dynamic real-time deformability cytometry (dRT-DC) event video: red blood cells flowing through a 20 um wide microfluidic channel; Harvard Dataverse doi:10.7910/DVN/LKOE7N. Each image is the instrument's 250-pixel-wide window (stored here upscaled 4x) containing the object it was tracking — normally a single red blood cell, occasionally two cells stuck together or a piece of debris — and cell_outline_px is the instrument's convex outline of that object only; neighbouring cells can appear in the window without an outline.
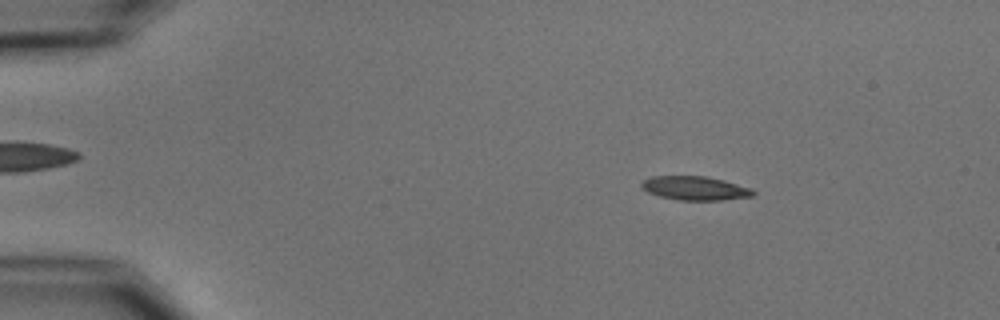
{"species": "common noctule bat (a hibernating species)", "species_latin": "Nyctalus noctula", "temperature_condition": "cold", "stored_images_in_passage": 53, "camera_frame_rate_fps": 3000, "um_per_image_px": 0.085, "animal": {"sex": "male", "body_mass_g": 15.6}, "frame": {"image": 1, "passage_image": 8, "time_ms": 2.333, "image_size_px": [1000, 320], "cell_outline_px": [[756, 196], [720, 200], [680, 200], [660, 196], [648, 192], [640, 184], [644, 180], [652, 176], [708, 176], [724, 180], [752, 188], [756, 192]], "centroid_in_image_um": [59.14, 15.99], "position_along_channel_um": 25.9, "area_um2": 15.55}}
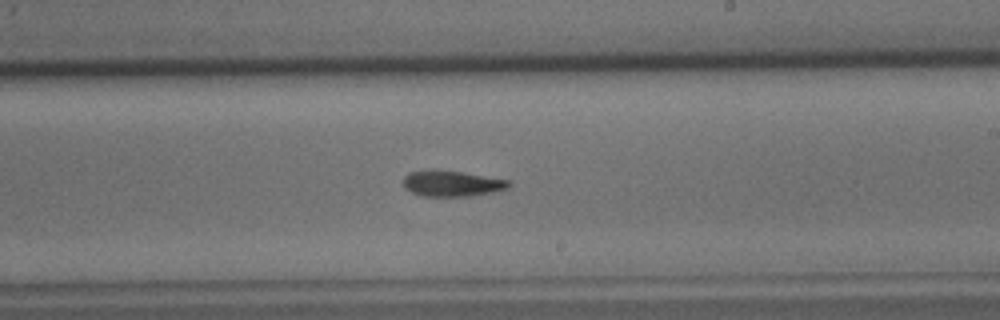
{"frame": {"image": 2, "passage_image": 32, "time_ms": 10.333, "image_size_px": [1000, 320], "cell_outline_px": [[512, 184], [508, 188], [492, 192], [472, 196], [420, 196], [404, 188], [404, 176], [408, 172], [460, 172], [512, 180]], "centroid_in_image_um": [38.48, 15.63], "position_along_channel_um": 250.5, "area_um2": 15.43}}
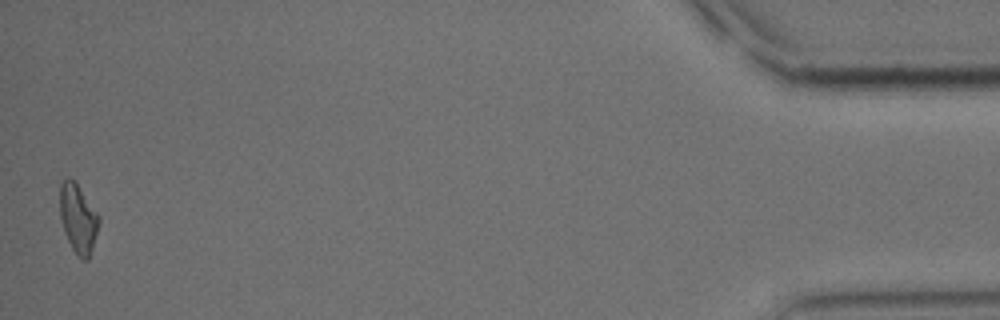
{"frame": {"image": 3, "passage_image": 53, "time_ms": 17.333, "image_size_px": [1000, 320], "cell_outline_px": [[100, 220], [92, 248], [88, 260], [84, 260], [72, 248], [64, 232], [60, 216], [60, 184], [68, 176], [76, 180], [100, 216]], "centroid_in_image_um": [6.64, 18.5], "position_along_channel_um": 428.6, "area_um2": 15.72}, "authors_computed_cell_mechanics": {"area_um2": 15.7794, "velocity_mm_per_s": 3.7457, "shape_relaxation_time_tau1_ms": 7.1188, "shape_relaxation_time_tau2_ms": 8.4777, "deformation_change_tau1": 0.1768, "deformation_change_tau2": 0.1806}}